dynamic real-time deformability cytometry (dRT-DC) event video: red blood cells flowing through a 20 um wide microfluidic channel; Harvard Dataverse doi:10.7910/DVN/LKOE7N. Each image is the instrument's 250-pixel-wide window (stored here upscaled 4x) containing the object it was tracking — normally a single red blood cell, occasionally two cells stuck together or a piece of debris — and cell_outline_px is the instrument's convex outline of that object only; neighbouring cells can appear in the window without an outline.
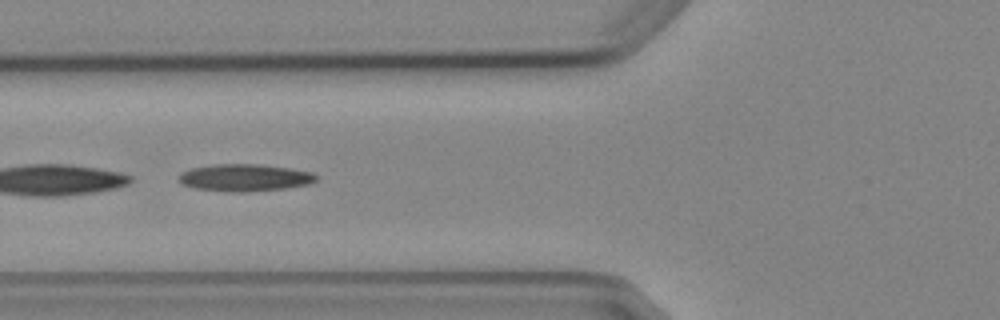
{"species": "Egyptian fruit bat (a non-hibernating species)", "species_latin": "Rousettus aegyptiacus", "temperature_condition": "cold", "stored_images_in_passage": 7, "camera_frame_rate_fps": 3000, "um_per_image_px": 0.085, "animal": {"sex": "female"}, "frame": {"image": 1, "passage_image": 4, "time_ms": 3.667, "image_size_px": [1000, 320], "cell_outline_px": [[316, 180], [312, 184], [284, 188], [248, 192], [236, 192], [196, 188], [180, 184], [180, 172], [188, 168], [212, 164], [256, 164], [288, 168], [312, 172], [316, 176]], "centroid_in_image_um": [20.78, 15.09], "position_along_channel_um": 105.0, "area_um2": 21.73}}